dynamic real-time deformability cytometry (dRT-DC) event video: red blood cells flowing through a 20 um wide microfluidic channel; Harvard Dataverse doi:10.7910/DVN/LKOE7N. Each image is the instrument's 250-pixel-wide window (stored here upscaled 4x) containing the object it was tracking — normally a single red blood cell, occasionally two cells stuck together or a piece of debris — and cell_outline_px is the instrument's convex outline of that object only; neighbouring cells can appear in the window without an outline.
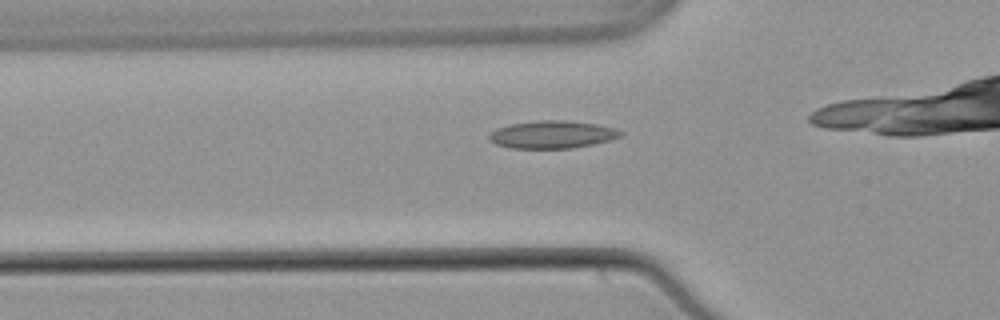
{"species": "common noctule bat (a hibernating species)", "species_latin": "Nyctalus noctula", "temperature_condition": "warm", "stored_images_in_passage": 25, "camera_frame_rate_fps": 3000, "um_per_image_px": 0.085, "animal": {"sex": "male", "body_mass_g": 21.5, "forearm_length_mm": 52.0}, "frame": {"image": 1, "passage_image": 10, "time_ms": 3.0, "image_size_px": [1000, 320], "cell_outline_px": [[624, 132], [620, 136], [612, 140], [572, 148], [512, 148], [496, 144], [488, 140], [488, 136], [496, 128], [508, 124], [536, 120], [564, 120], [596, 124], [616, 128]], "centroid_in_image_um": [46.93, 11.43], "position_along_channel_um": 78.9, "area_um2": 21.27}}
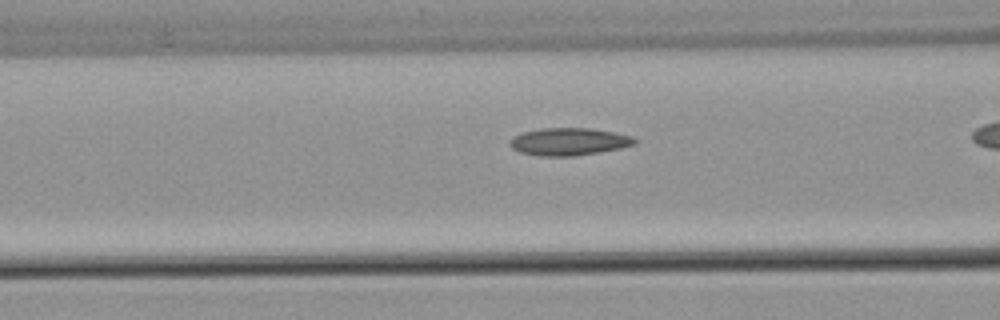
{"frame": {"image": 2, "passage_image": 13, "time_ms": 4.0, "image_size_px": [1000, 320], "cell_outline_px": [[636, 144], [620, 148], [600, 152], [572, 156], [540, 156], [520, 152], [512, 148], [508, 144], [508, 140], [512, 136], [520, 132], [544, 128], [592, 128], [632, 136], [636, 140]], "centroid_in_image_um": [48.3, 12.03], "position_along_channel_um": 118.3, "area_um2": 20.11}}
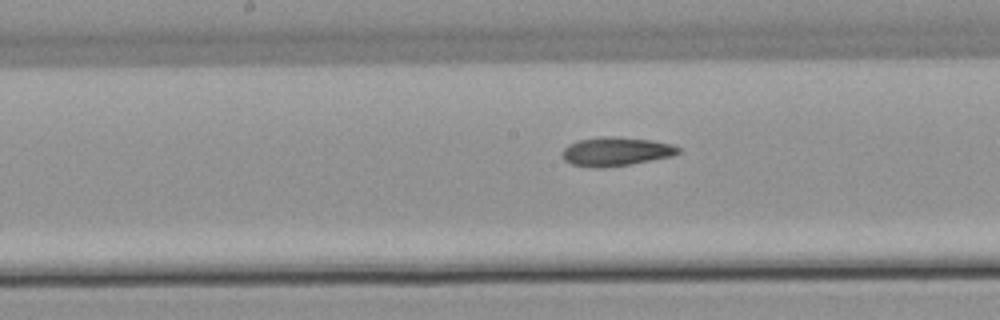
{"frame": {"image": 3, "passage_image": 19, "time_ms": 6.0, "image_size_px": [1000, 320], "cell_outline_px": [[680, 152], [672, 156], [628, 164], [604, 168], [592, 168], [572, 164], [564, 160], [560, 152], [568, 144], [580, 140], [604, 136], [652, 140], [672, 144], [680, 148]], "centroid_in_image_um": [52.32, 12.89], "position_along_channel_um": 195.9, "area_um2": 19.36}}